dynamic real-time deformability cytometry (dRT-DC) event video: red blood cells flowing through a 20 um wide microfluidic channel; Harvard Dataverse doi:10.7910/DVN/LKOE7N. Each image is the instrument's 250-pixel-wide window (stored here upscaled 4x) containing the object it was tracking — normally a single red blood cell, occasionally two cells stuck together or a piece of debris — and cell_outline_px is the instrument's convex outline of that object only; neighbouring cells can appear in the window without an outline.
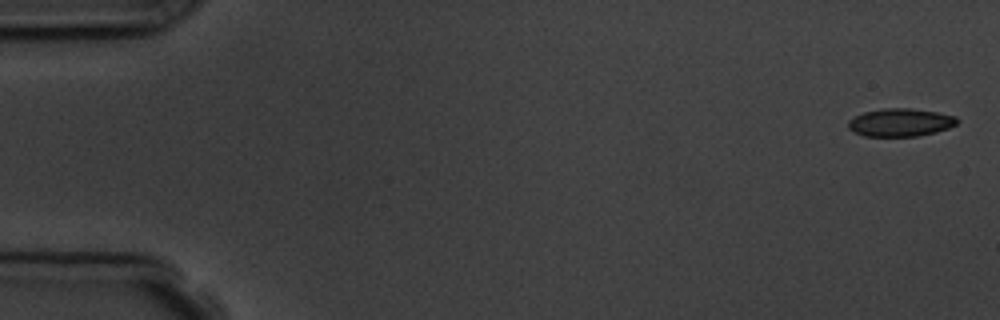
{"species": "common noctule bat (a hibernating species)", "species_latin": "Nyctalus noctula", "temperature_condition": "room temperature", "stored_images_in_passage": 6, "segment_of_instrument_passage": [1, 2], "camera_frame_rate_fps": 3000, "um_per_image_px": 0.085, "animal": {"sex": "male", "body_mass_g": 19.5, "forearm_length_mm": 54.6}, "frame": {"image": 1, "passage_image": 1, "time_ms": 0.0, "image_size_px": [1000, 320], "cell_outline_px": [[960, 120], [956, 124], [948, 128], [936, 132], [916, 136], [864, 136], [848, 128], [848, 120], [864, 112], [884, 108], [908, 108], [936, 112], [956, 116]], "centroid_in_image_um": [76.55, 10.4], "position_along_channel_um": 8.5, "area_um2": 17.63}}
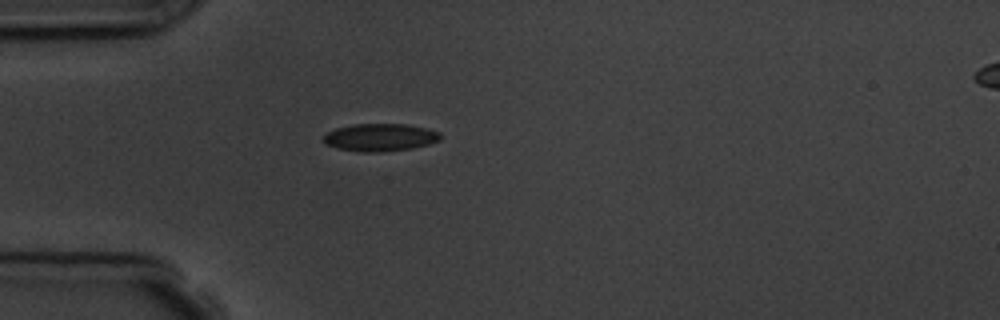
{"frame": {"image": 2, "passage_image": 5, "time_ms": 4.667, "image_size_px": [1000, 320], "cell_outline_px": [[440, 140], [428, 144], [412, 148], [380, 152], [360, 152], [336, 148], [324, 144], [324, 136], [328, 132], [336, 128], [352, 124], [408, 124], [440, 132]], "centroid_in_image_um": [32.28, 11.68], "position_along_channel_um": 52.7, "area_um2": 18.79}}